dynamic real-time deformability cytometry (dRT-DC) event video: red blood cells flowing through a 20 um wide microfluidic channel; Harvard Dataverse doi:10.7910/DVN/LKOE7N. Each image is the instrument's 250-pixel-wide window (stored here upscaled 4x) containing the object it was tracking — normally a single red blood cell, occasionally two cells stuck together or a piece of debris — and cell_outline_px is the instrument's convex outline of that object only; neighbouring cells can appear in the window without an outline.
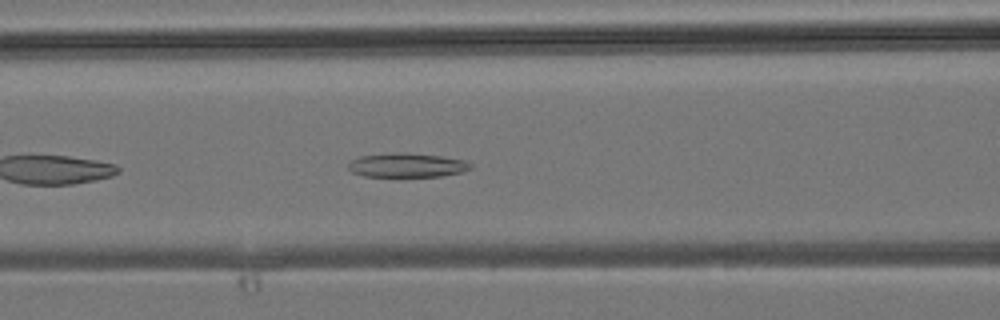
{"species": "common noctule bat (a hibernating species)", "species_latin": "Nyctalus noctula", "temperature_condition": "room temperature", "stored_images_in_passage": 31, "camera_frame_rate_fps": 3000, "um_per_image_px": 0.085, "animal": {"sex": "male", "body_mass_g": 19.2, "forearm_length_mm": 51.8}, "frame": {"image": 1, "passage_image": 6, "time_ms": 1.667, "image_size_px": [1000, 320], "cell_outline_px": [[472, 168], [460, 172], [440, 176], [364, 176], [352, 172], [348, 168], [348, 164], [352, 160], [360, 156], [396, 152], [404, 152], [440, 156], [464, 160], [472, 164]], "centroid_in_image_um": [34.58, 14.03], "position_along_channel_um": 132.0, "area_um2": 17.05}}
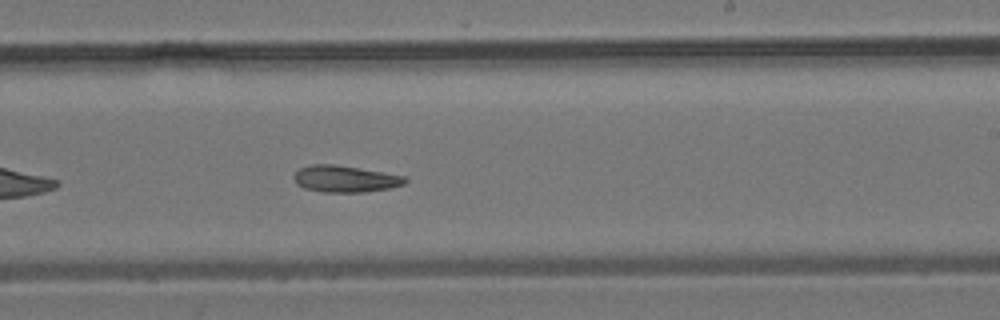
{"frame": {"image": 2, "passage_image": 14, "time_ms": 4.333, "image_size_px": [1000, 320], "cell_outline_px": [[408, 180], [404, 184], [392, 188], [364, 192], [324, 192], [304, 188], [296, 184], [292, 176], [300, 168], [312, 164], [332, 164], [408, 176]], "centroid_in_image_um": [29.35, 15.21], "position_along_channel_um": 259.6, "area_um2": 17.34}}
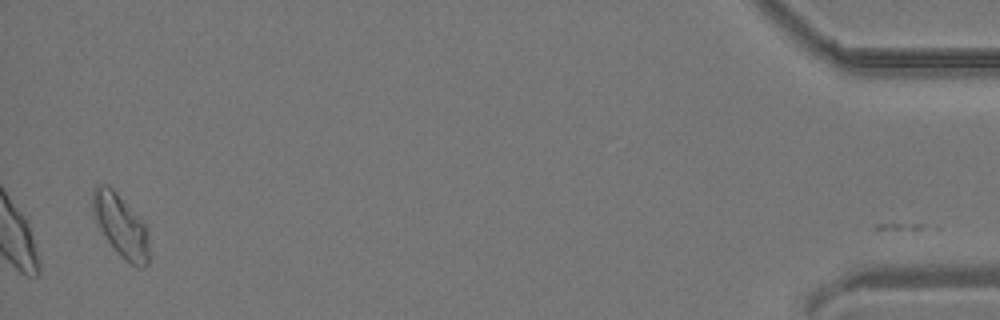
{"frame": {"image": 3, "passage_image": 30, "time_ms": 9.667, "image_size_px": [1000, 320], "cell_outline_px": [[148, 264], [140, 268], [136, 268], [120, 256], [108, 240], [100, 228], [92, 204], [92, 192], [100, 184], [108, 184], [144, 220], [148, 228]], "centroid_in_image_um": [10.32, 19.18], "position_along_channel_um": 424.9, "area_um2": 20.4}}